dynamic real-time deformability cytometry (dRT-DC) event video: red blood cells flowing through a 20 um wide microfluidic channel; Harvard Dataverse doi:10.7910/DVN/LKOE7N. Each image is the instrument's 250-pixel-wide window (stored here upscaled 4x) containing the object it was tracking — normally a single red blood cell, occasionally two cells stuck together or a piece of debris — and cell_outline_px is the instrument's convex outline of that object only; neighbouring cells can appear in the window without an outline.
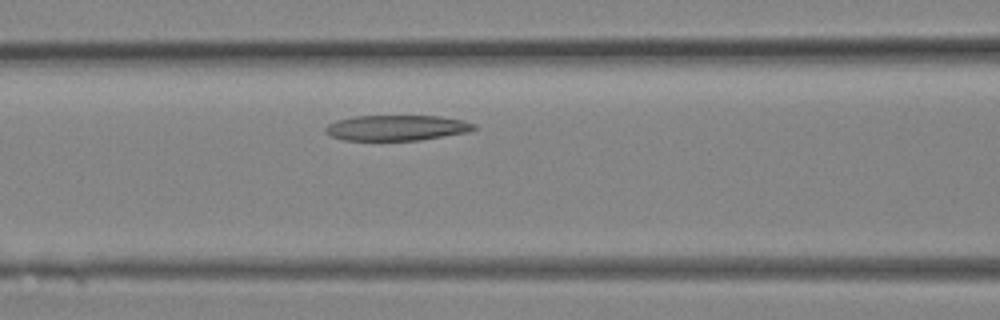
{"species": "Egyptian fruit bat (a non-hibernating species)", "species_latin": "Rousettus aegyptiacus", "temperature_condition": "room temperature", "stored_images_in_passage": 6, "camera_frame_rate_fps": 3000, "um_per_image_px": 0.085, "animal": {"sex": "female"}, "frame": {"image": 1, "passage_image": 4, "time_ms": 1.0, "image_size_px": [1000, 320], "cell_outline_px": [[476, 128], [468, 132], [420, 140], [344, 140], [328, 136], [324, 132], [324, 128], [328, 124], [336, 120], [352, 116], [440, 116], [464, 120], [476, 124]], "centroid_in_image_um": [33.68, 10.86], "position_along_channel_um": 132.9, "area_um2": 22.25}}
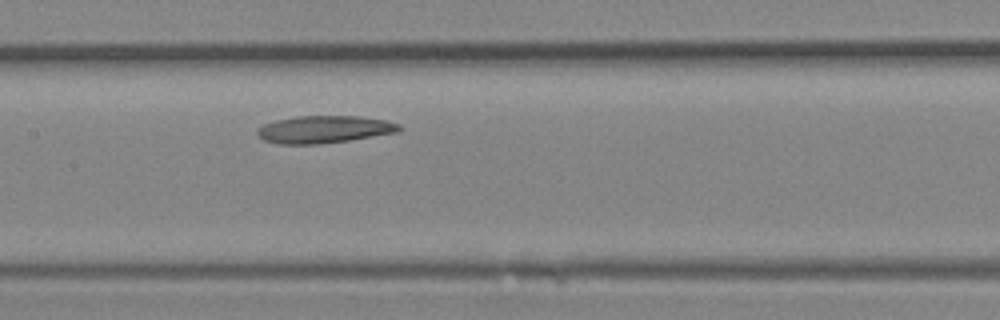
{"frame": {"image": 2, "passage_image": 6, "time_ms": 1.667, "image_size_px": [1000, 320], "cell_outline_px": [[400, 132], [348, 140], [320, 144], [280, 144], [264, 140], [256, 132], [256, 128], [264, 124], [276, 120], [296, 116], [360, 116], [388, 120], [400, 124]], "centroid_in_image_um": [27.57, 10.99], "position_along_channel_um": 179.8, "area_um2": 22.72}}